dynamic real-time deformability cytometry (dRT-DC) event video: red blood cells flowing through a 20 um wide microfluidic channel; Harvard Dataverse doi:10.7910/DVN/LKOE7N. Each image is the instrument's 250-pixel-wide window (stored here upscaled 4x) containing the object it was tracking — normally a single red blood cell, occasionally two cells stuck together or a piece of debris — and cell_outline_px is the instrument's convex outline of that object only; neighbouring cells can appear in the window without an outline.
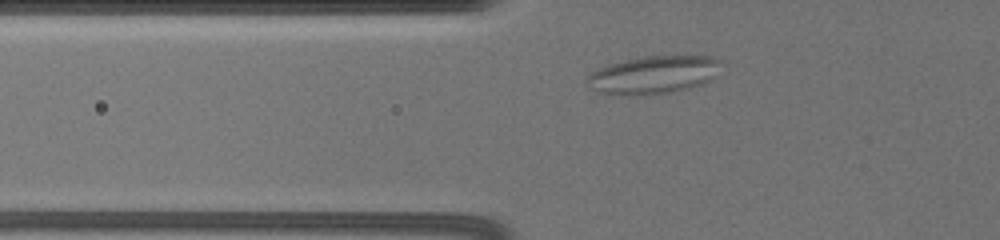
{"species": "common noctule bat (a hibernating species)", "species_latin": "Nyctalus noctula", "temperature_condition": "warm", "stored_images_in_passage": 14, "camera_frame_rate_fps": 3000, "um_per_image_px": 0.085, "animal": {"sex": "female", "body_mass_g": 19.5, "forearm_length_mm": 54.1}, "frame": {"image": 1, "passage_image": 11, "time_ms": 2.0, "image_size_px": [1000, 240], "cell_outline_px": [[724, 60], [712, 76], [704, 84], [688, 88], [668, 92], [636, 96], [628, 96], [600, 92], [592, 88], [584, 80], [592, 72], [600, 68], [612, 64], [628, 60], [648, 56], [712, 56]], "centroid_in_image_um": [55.56, 6.36], "position_along_channel_um": 70.2, "area_um2": 29.19}}